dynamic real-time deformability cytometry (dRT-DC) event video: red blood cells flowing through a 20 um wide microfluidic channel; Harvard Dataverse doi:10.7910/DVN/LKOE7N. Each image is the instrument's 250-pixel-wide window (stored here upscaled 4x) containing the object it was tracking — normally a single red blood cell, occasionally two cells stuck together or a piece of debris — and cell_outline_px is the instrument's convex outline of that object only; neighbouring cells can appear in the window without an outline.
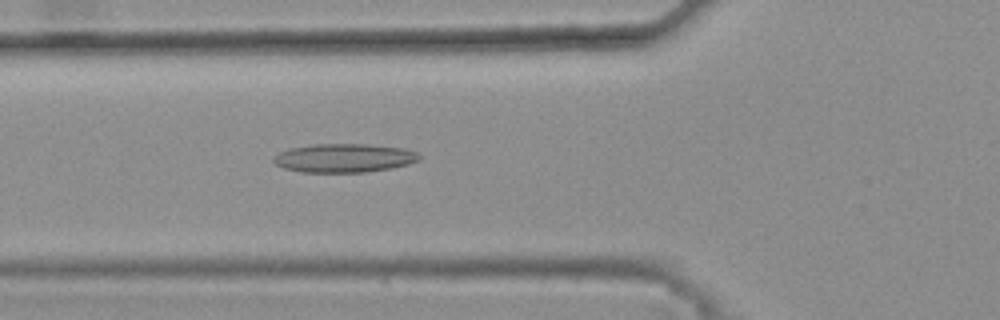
{"species": "common noctule bat (a hibernating species)", "species_latin": "Nyctalus noctula", "temperature_condition": "warm", "stored_images_in_passage": 29, "camera_frame_rate_fps": 3000, "um_per_image_px": 0.085, "animal": {"sex": "female", "body_mass_g": 25.1}, "frame": {"image": 1, "passage_image": 8, "time_ms": 2.333, "image_size_px": [1000, 320], "cell_outline_px": [[420, 160], [408, 164], [392, 168], [364, 172], [300, 172], [284, 168], [276, 164], [272, 160], [280, 152], [288, 148], [312, 144], [368, 144], [404, 148], [416, 152], [420, 156]], "centroid_in_image_um": [29.25, 13.43], "position_along_channel_um": 96.5, "area_um2": 24.39}}
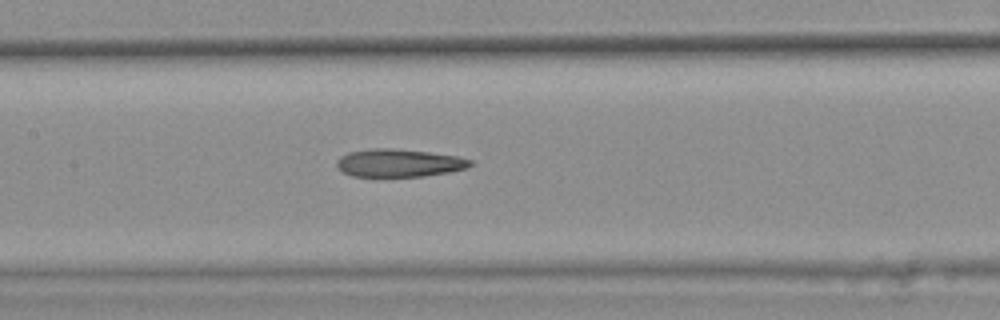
{"frame": {"image": 2, "passage_image": 14, "time_ms": 4.333, "image_size_px": [1000, 320], "cell_outline_px": [[472, 164], [468, 168], [448, 172], [424, 176], [352, 176], [336, 168], [336, 160], [340, 156], [348, 152], [372, 148], [392, 148], [428, 152], [460, 156], [472, 160]], "centroid_in_image_um": [33.9, 13.84], "position_along_channel_um": 173.5, "area_um2": 21.79}}
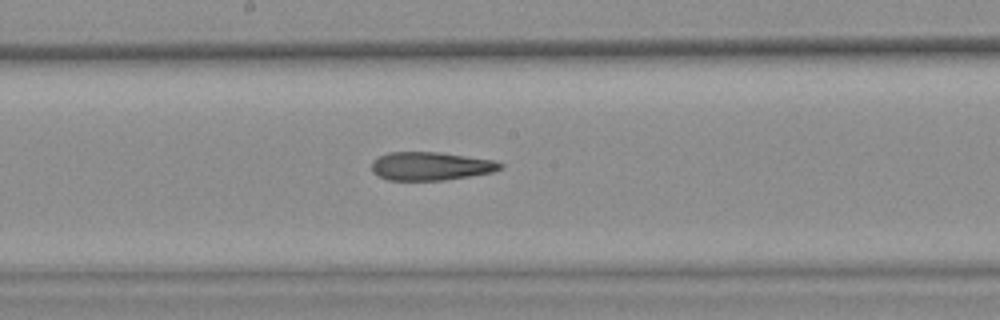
{"frame": {"image": 3, "passage_image": 17, "time_ms": 5.333, "image_size_px": [1000, 320], "cell_outline_px": [[504, 168], [492, 172], [444, 180], [388, 180], [372, 172], [372, 160], [388, 152], [440, 152], [496, 160], [504, 164]], "centroid_in_image_um": [36.64, 14.11], "position_along_channel_um": 211.6, "area_um2": 21.33}, "authors_computed_cell_mechanics": {"area_um2": 22.253, "velocity_mm_per_s": 3.829, "shape_relaxation_time_tau1_ms": null, "shape_relaxation_time_tau2_ms": 5.1953, "deformation_change_tau1": null, "deformation_change_tau2": 0.1802}}